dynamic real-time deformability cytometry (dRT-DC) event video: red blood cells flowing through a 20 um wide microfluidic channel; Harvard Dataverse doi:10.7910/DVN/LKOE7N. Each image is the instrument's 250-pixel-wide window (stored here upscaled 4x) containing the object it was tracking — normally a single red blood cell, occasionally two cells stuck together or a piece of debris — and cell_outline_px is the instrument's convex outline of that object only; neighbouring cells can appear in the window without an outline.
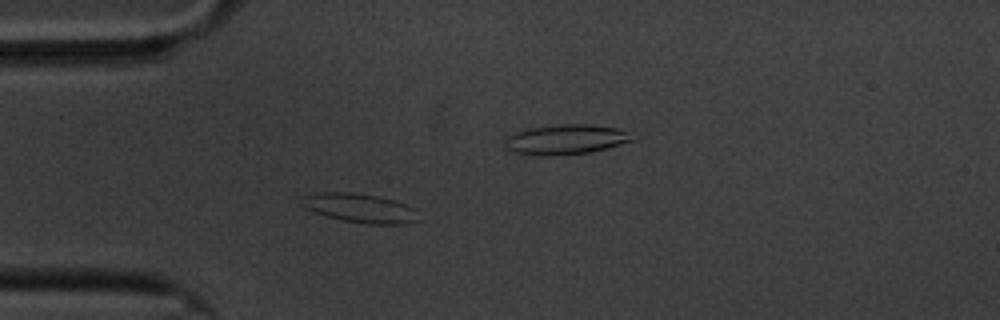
{"species": "common noctule bat (a hibernating species)", "species_latin": "Nyctalus noctula", "temperature_condition": "cold", "stored_images_in_passage": 48, "camera_frame_rate_fps": 3000, "um_per_image_px": 0.085, "animal": {"sex": "male", "body_mass_g": 20.1, "forearm_length_mm": 53.5}, "frame": {"image": 1, "passage_image": 8, "time_ms": 2.333, "image_size_px": [1000, 320], "cell_outline_px": [[420, 220], [412, 224], [368, 224], [344, 220], [328, 216], [316, 212], [300, 204], [300, 196], [320, 192], [348, 192], [376, 196], [396, 200], [408, 204], [416, 208]], "centroid_in_image_um": [30.67, 17.69], "position_along_channel_um": 54.3, "area_um2": 20.0}}
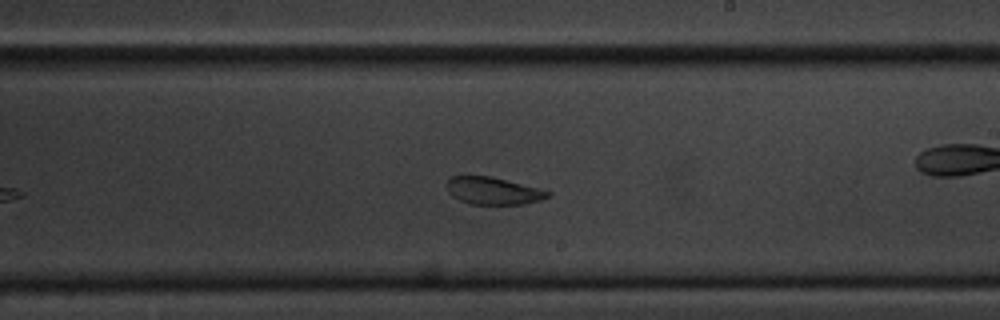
{"frame": {"image": 2, "passage_image": 26, "time_ms": 8.333, "image_size_px": [1000, 320], "cell_outline_px": [[552, 196], [540, 200], [524, 204], [472, 204], [460, 200], [452, 196], [448, 192], [444, 184], [452, 176], [488, 176], [540, 188], [552, 192]], "centroid_in_image_um": [41.92, 16.22], "position_along_channel_um": 247.1, "area_um2": 16.13}}
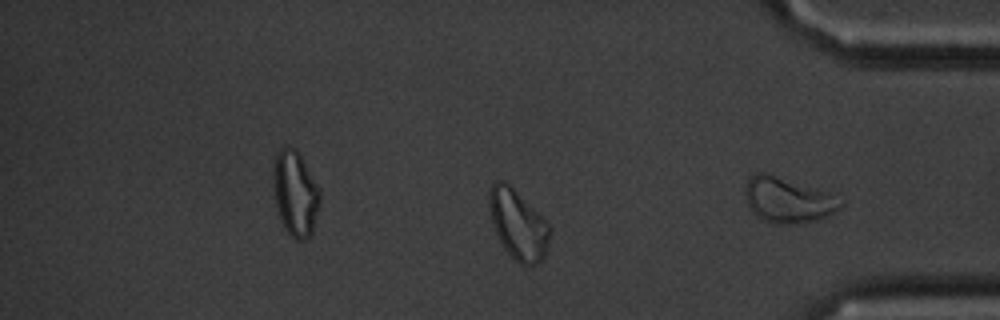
{"frame": {"image": 3, "passage_image": 37, "time_ms": 12.0, "image_size_px": [1000, 320], "cell_outline_px": [[548, 244], [544, 256], [536, 264], [524, 268], [504, 248], [496, 232], [492, 220], [488, 204], [488, 192], [492, 184], [496, 180], [504, 180], [548, 224]], "centroid_in_image_um": [43.99, 19.1], "position_along_channel_um": 391.2, "area_um2": 23.81}, "authors_computed_cell_mechanics": {"area_um2": 18.0047, "velocity_mm_per_s": 3.3227, "shape_relaxation_time_tau1_ms": 9.6658, "shape_relaxation_time_tau2_ms": 3.676, "deformation_change_tau1": 0.172, "deformation_change_tau2": 0.0879}}